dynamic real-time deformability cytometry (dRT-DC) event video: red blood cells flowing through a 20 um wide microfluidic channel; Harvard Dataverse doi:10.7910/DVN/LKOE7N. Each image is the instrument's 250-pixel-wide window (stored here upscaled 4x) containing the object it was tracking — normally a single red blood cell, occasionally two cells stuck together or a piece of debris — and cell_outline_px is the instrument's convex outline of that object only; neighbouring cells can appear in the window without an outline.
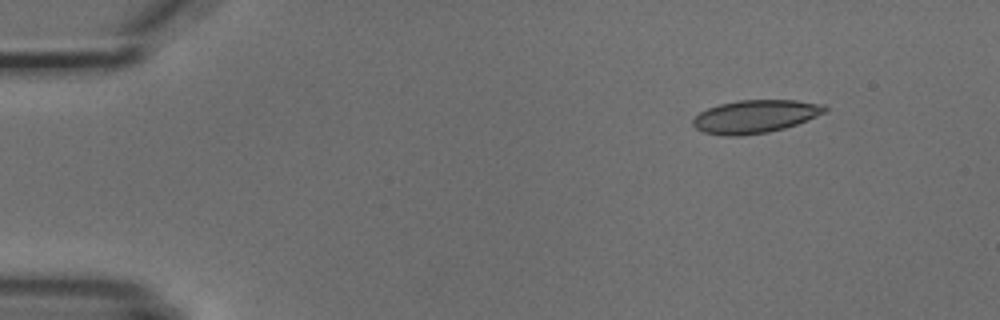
{"species": "common noctule bat (a hibernating species)", "species_latin": "Nyctalus noctula", "temperature_condition": "cold", "stored_images_in_passage": 5, "camera_frame_rate_fps": 3000, "um_per_image_px": 0.085, "animal": {"sex": "male", "body_mass_g": 18.8}, "frame": {"image": 1, "passage_image": 2, "time_ms": 1.333, "image_size_px": [1000, 320], "cell_outline_px": [[828, 112], [808, 120], [784, 128], [768, 132], [740, 136], [724, 136], [704, 132], [696, 128], [692, 124], [692, 120], [700, 112], [708, 108], [720, 104], [740, 100], [796, 100], [824, 104], [828, 108]], "centroid_in_image_um": [64.23, 9.9], "position_along_channel_um": 20.8, "area_um2": 25.49}}
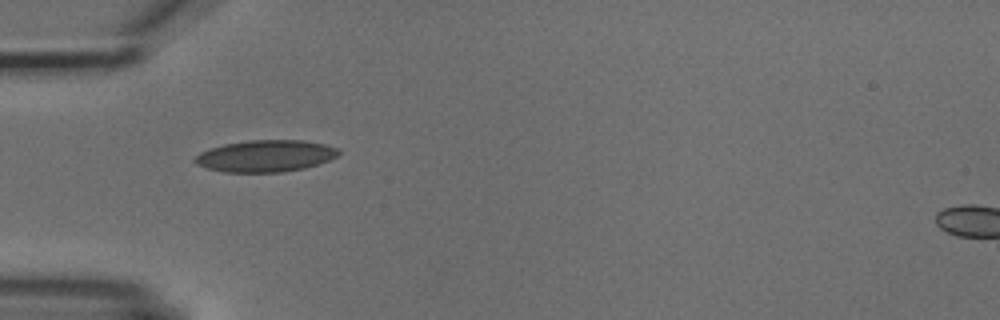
{"frame": {"image": 2, "passage_image": 5, "time_ms": 4.667, "image_size_px": [1000, 320], "cell_outline_px": [[340, 156], [304, 168], [280, 172], [224, 172], [208, 168], [196, 164], [192, 160], [200, 152], [208, 148], [224, 144], [248, 140], [304, 140], [324, 144], [340, 148]], "centroid_in_image_um": [22.57, 13.25], "position_along_channel_um": 62.4, "area_um2": 26.7}}